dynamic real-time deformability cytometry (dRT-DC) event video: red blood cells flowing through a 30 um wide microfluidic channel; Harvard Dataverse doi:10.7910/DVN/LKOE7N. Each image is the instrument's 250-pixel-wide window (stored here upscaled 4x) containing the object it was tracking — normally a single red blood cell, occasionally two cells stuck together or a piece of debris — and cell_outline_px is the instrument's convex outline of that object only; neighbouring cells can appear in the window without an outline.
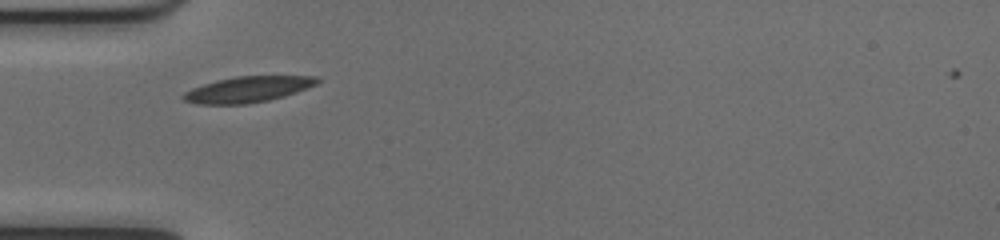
{"species": "common noctule bat (a hibernating species)", "species_latin": "Nyctalus noctula", "temperature_condition": "cold", "stored_images_in_passage": 36, "camera_frame_rate_fps": 3000, "um_per_image_px": 0.085, "animal": {"sex": "female", "body_mass_g": 17.0, "forearm_length_mm": 48.0}, "frame": {"image": 1, "passage_image": 1, "time_ms": 0.0, "image_size_px": [1000, 240], "cell_outline_px": [[320, 80], [316, 84], [296, 92], [284, 96], [268, 100], [244, 104], [196, 104], [184, 100], [180, 96], [184, 92], [192, 88], [216, 80], [236, 76], [316, 76]], "centroid_in_image_um": [21.03, 7.59], "position_along_channel_um": 64.0, "area_um2": 20.06}}
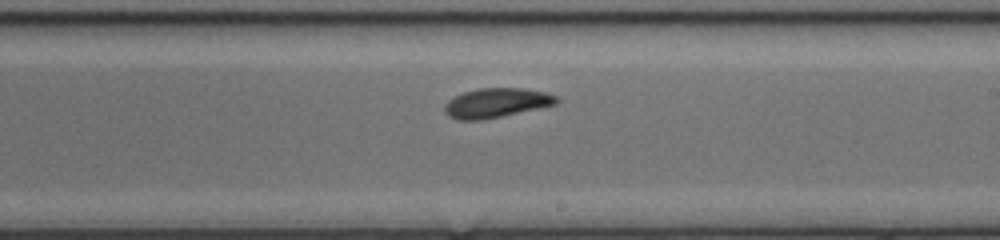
{"frame": {"image": 2, "passage_image": 15, "time_ms": 4.667, "image_size_px": [1000, 240], "cell_outline_px": [[560, 100], [556, 104], [500, 116], [480, 120], [456, 120], [448, 116], [444, 112], [444, 104], [448, 100], [464, 92], [476, 88], [524, 88], [544, 92], [556, 96]], "centroid_in_image_um": [42.14, 8.74], "position_along_channel_um": 246.9, "area_um2": 19.07}}
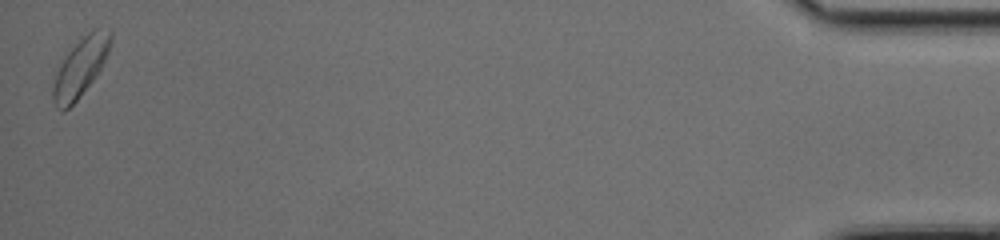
{"frame": {"image": 3, "passage_image": 36, "time_ms": 11.667, "image_size_px": [1000, 240], "cell_outline_px": [[112, 36], [108, 52], [96, 76], [76, 100], [64, 112], [60, 112], [56, 108], [52, 100], [52, 88], [56, 76], [68, 52], [92, 28], [112, 28]], "centroid_in_image_um": [6.85, 5.72], "position_along_channel_um": 428.3, "area_um2": 19.25}, "authors_computed_cell_mechanics": {"area_um2": 18.9295, "velocity_mm_per_s": 3.9426, "shape_relaxation_time_tau1_ms": 3.2083, "shape_relaxation_time_tau2_ms": null, "deformation_change_tau1": 0.1213, "deformation_change_tau2": null}}